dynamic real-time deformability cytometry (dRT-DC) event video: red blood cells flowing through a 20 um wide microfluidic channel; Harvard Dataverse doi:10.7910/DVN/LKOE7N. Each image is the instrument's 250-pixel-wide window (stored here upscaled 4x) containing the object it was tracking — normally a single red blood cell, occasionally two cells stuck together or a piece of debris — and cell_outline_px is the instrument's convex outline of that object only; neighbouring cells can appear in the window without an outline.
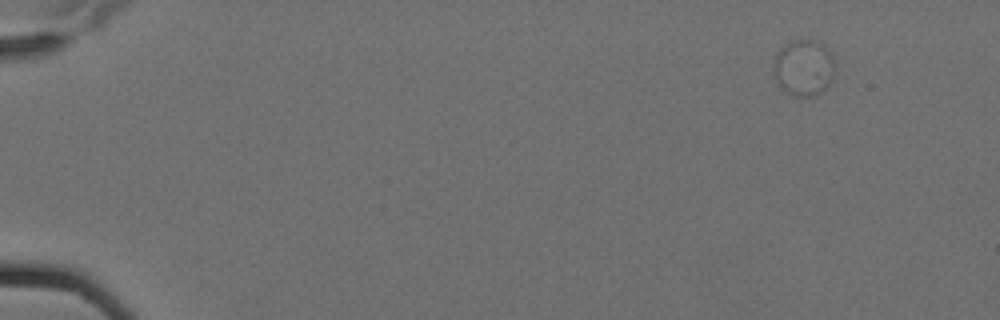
{"species": "Egyptian fruit bat (a non-hibernating species)", "species_latin": "Rousettus aegyptiacus", "temperature_condition": "cold", "stored_images_in_passage": 4, "camera_frame_rate_fps": 3000, "um_per_image_px": 0.085, "animal": {"sex": "female"}, "frame": {"image": 1, "passage_image": 1, "time_ms": 0.0, "image_size_px": [1000, 320], "cell_outline_px": [[832, 80], [816, 96], [792, 96], [780, 88], [776, 84], [772, 76], [772, 64], [776, 52], [780, 48], [792, 40], [812, 40], [824, 44], [832, 52]], "centroid_in_image_um": [68.24, 5.76], "position_along_channel_um": 16.8, "area_um2": 20.46}}